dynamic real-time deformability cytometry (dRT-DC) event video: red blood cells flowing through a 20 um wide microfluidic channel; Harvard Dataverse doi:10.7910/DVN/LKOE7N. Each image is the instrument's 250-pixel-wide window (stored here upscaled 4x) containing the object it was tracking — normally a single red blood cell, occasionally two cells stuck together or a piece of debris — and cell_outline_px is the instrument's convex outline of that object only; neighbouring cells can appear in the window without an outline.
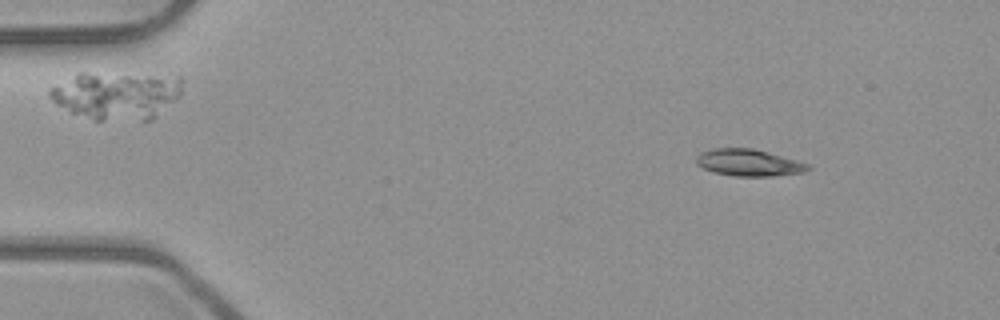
{"species": "common noctule bat (a hibernating species)", "species_latin": "Nyctalus noctula", "temperature_condition": "room temperature", "stored_images_in_passage": 6, "camera_frame_rate_fps": 3000, "um_per_image_px": 0.085, "animal": {"sex": "male", "body_mass_g": 23.1, "forearm_length_mm": 52.7}, "frame": {"image": 1, "passage_image": 1, "time_ms": 0.0, "image_size_px": [1000, 320], "cell_outline_px": [[812, 168], [804, 172], [772, 176], [736, 176], [712, 172], [696, 164], [696, 156], [700, 152], [712, 148], [752, 148], [768, 152], [812, 164]], "centroid_in_image_um": [63.66, 13.82], "position_along_channel_um": 21.3, "area_um2": 17.63}}